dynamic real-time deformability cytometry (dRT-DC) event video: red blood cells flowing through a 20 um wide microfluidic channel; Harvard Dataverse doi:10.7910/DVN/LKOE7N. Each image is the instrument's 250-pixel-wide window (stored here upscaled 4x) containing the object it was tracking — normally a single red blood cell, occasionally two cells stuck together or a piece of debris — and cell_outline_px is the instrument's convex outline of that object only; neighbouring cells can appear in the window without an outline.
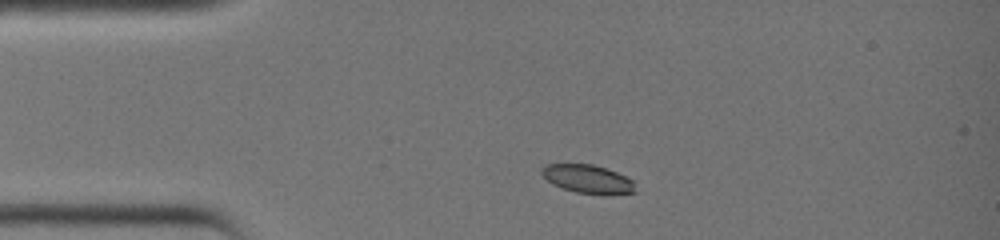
{"species": "common noctule bat (a hibernating species)", "species_latin": "Nyctalus noctula", "temperature_condition": "warm", "stored_images_in_passage": 28, "camera_frame_rate_fps": 3000, "um_per_image_px": 0.085, "animal": {"sex": "female", "body_mass_g": 19.0, "forearm_length_mm": 51.5}, "frame": {"image": 1, "passage_image": 1, "time_ms": 0.0, "image_size_px": [1000, 240], "cell_outline_px": [[636, 192], [576, 192], [552, 184], [540, 172], [540, 168], [544, 164], [592, 164], [616, 172], [632, 180]], "centroid_in_image_um": [49.86, 15.16], "position_along_channel_um": 35.1, "area_um2": 14.74}}
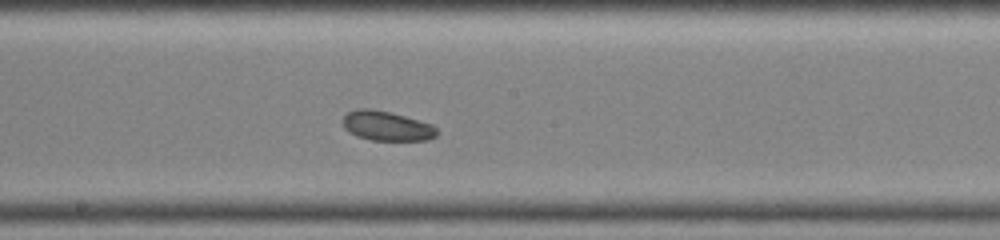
{"frame": {"image": 2, "passage_image": 14, "time_ms": 4.333, "image_size_px": [1000, 240], "cell_outline_px": [[440, 132], [436, 136], [428, 140], [372, 140], [356, 136], [348, 132], [344, 128], [340, 120], [348, 112], [356, 108], [372, 108], [404, 116], [432, 124]], "centroid_in_image_um": [32.84, 10.7], "position_along_channel_um": 215.4, "area_um2": 16.42}}
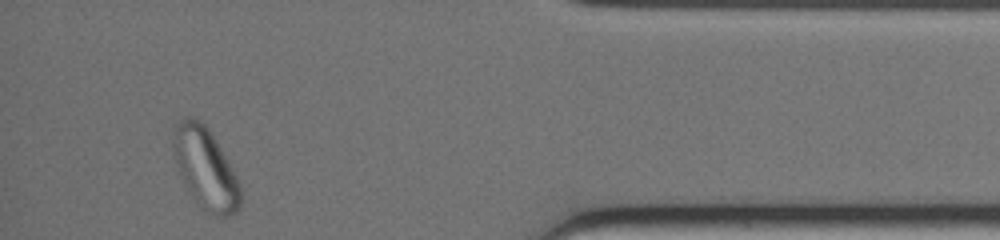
{"frame": {"image": 3, "passage_image": 28, "time_ms": 9.0, "image_size_px": [1000, 240], "cell_outline_px": [[240, 208], [236, 212], [228, 216], [216, 216], [204, 212], [188, 192], [176, 164], [172, 152], [172, 132], [176, 124], [184, 116], [192, 116], [200, 120], [208, 128], [228, 160], [240, 184]], "centroid_in_image_um": [17.43, 14.3], "position_along_channel_um": 417.8, "area_um2": 32.02}}